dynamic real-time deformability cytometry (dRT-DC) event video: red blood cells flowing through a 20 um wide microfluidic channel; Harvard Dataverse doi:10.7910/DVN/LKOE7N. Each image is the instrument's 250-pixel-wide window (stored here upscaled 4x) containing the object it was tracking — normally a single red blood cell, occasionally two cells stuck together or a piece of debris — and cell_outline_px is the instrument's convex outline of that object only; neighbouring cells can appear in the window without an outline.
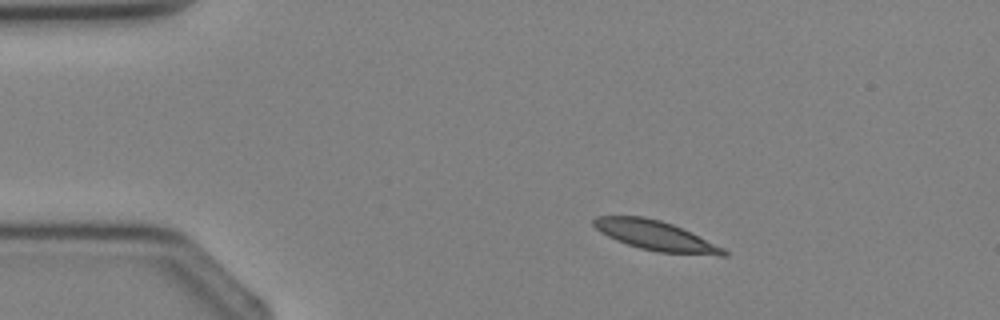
{"species": "Egyptian fruit bat (a non-hibernating species)", "species_latin": "Rousettus aegyptiacus", "temperature_condition": "cold", "stored_images_in_passage": 3, "segment_of_instrument_passage": [1, 2], "camera_frame_rate_fps": 3000, "um_per_image_px": 0.085, "animal": {"sex": "female"}, "frame": {"image": 1, "passage_image": 1, "time_ms": 0.0, "image_size_px": [1000, 320], "cell_outline_px": [[728, 256], [720, 256], [656, 252], [640, 248], [616, 240], [608, 236], [596, 228], [592, 224], [592, 220], [596, 216], [644, 216], [660, 220], [672, 224], [724, 248], [728, 252]], "centroid_in_image_um": [55.73, 20.04], "position_along_channel_um": 29.3, "area_um2": 22.31}}